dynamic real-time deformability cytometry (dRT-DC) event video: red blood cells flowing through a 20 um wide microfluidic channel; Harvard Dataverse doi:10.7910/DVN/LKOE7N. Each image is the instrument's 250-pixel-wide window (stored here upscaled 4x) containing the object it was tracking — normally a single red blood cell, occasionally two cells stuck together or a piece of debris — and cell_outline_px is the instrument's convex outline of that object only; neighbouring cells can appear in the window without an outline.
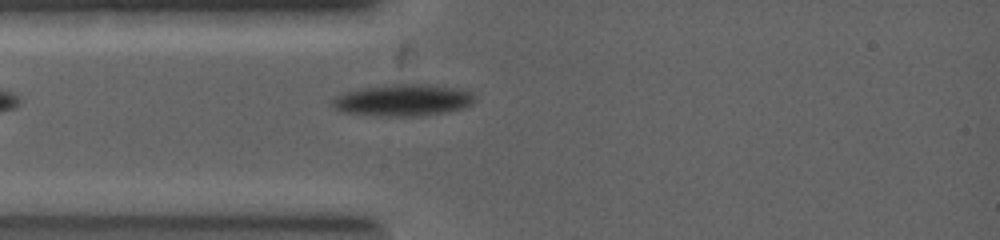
{"species": "common noctule bat (a hibernating species)", "species_latin": "Nyctalus noctula", "temperature_condition": "warm", "stored_images_in_passage": 23, "camera_frame_rate_fps": 5000, "um_per_image_px": 0.085, "animal": {"sex": "female", "body_mass_g": 19.0, "forearm_length_mm": 53.3}, "frame": {"image": 1, "passage_image": 1, "time_ms": 0.0, "image_size_px": [1000, 240], "cell_outline_px": [[476, 100], [472, 104], [464, 108], [424, 116], [380, 116], [340, 112], [332, 104], [332, 100], [348, 92], [384, 84], [428, 84], [452, 88], [468, 92]], "centroid_in_image_um": [34.26, 8.53], "position_along_channel_um": 50.7, "area_um2": 25.95}}